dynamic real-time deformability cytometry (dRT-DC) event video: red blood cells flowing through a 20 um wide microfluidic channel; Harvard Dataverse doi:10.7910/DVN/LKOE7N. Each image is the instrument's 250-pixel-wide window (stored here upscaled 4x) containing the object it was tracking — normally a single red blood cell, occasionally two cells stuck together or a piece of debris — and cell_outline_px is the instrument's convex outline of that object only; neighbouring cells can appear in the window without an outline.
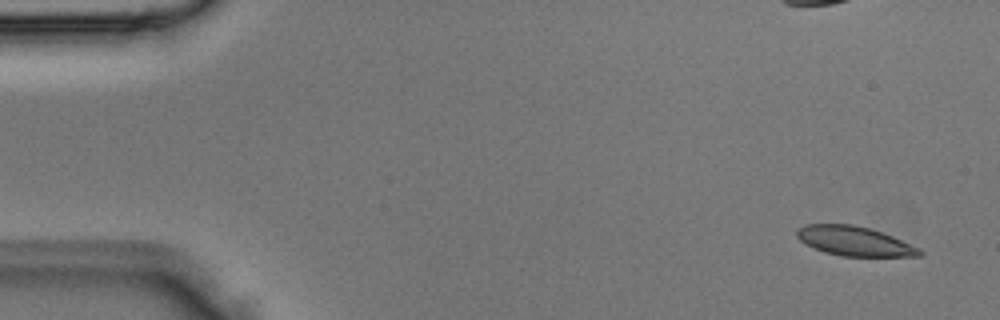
{"species": "Egyptian fruit bat (a non-hibernating species)", "species_latin": "Rousettus aegyptiacus", "temperature_condition": "room temperature", "stored_images_in_passage": 3, "camera_frame_rate_fps": 3000, "um_per_image_px": 0.085, "animal": {"sex": "male"}, "frame": {"image": 1, "passage_image": 1, "time_ms": 0.0, "image_size_px": [1000, 320], "cell_outline_px": [[924, 252], [920, 256], [840, 256], [824, 252], [800, 240], [796, 236], [796, 228], [804, 224], [852, 224], [868, 228], [892, 236], [920, 248]], "centroid_in_image_um": [72.61, 20.49], "position_along_channel_um": 12.4, "area_um2": 20.92}}